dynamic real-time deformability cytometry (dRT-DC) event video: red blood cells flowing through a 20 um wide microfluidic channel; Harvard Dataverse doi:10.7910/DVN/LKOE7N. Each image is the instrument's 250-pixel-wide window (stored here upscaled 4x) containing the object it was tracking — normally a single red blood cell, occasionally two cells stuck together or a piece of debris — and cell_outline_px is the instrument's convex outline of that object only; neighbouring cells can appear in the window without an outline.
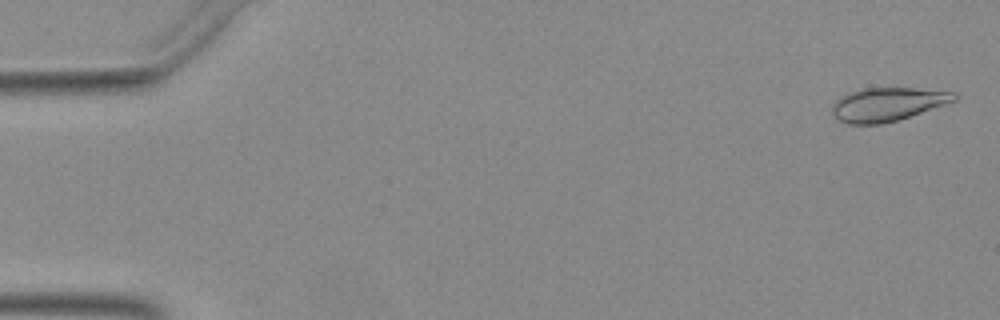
{"species": "Egyptian fruit bat (a non-hibernating species)", "species_latin": "Rousettus aegyptiacus", "temperature_condition": "warm", "stored_images_in_passage": 49, "camera_frame_rate_fps": 3000, "um_per_image_px": 0.085, "animal": {"sex": "female"}, "frame": {"image": 1, "passage_image": 2, "time_ms": 0.333, "image_size_px": [1000, 320], "cell_outline_px": [[960, 96], [956, 100], [900, 120], [880, 124], [848, 124], [832, 116], [832, 104], [840, 96], [848, 92], [860, 88], [912, 88], [956, 92]], "centroid_in_image_um": [75.42, 8.86], "position_along_channel_um": 9.6, "area_um2": 24.1}}
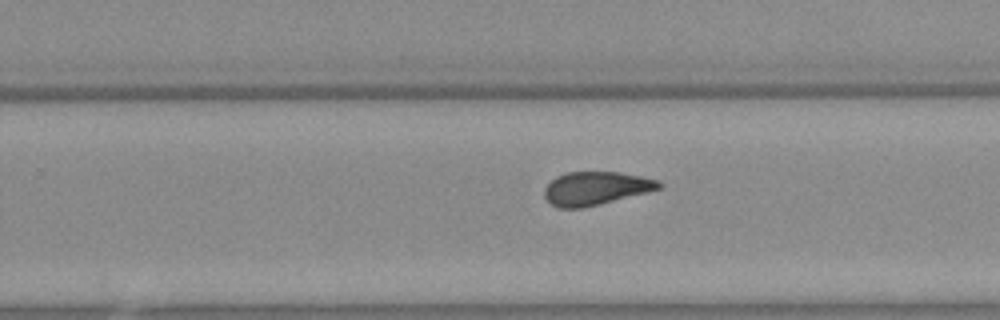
{"frame": {"image": 2, "passage_image": 33, "time_ms": 10.667, "image_size_px": [1000, 320], "cell_outline_px": [[664, 188], [600, 204], [580, 208], [560, 208], [552, 204], [544, 196], [544, 188], [556, 176], [568, 172], [620, 172], [660, 180], [664, 184]], "centroid_in_image_um": [50.69, 16.0], "position_along_channel_um": 279.1, "area_um2": 22.31}}
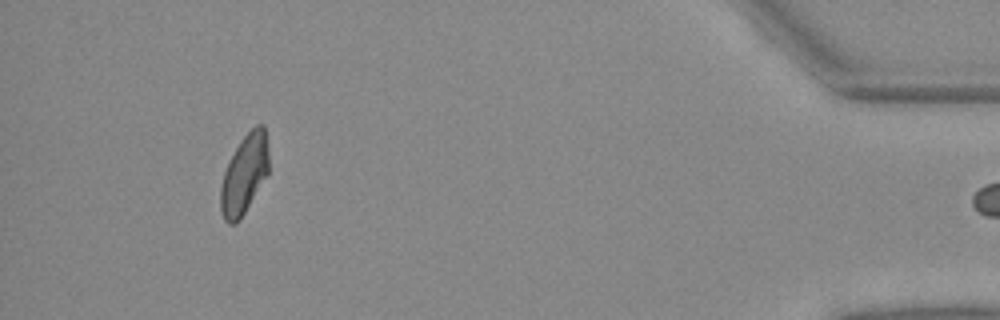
{"frame": {"image": 3, "passage_image": 48, "time_ms": 15.667, "image_size_px": [1000, 320], "cell_outline_px": [[268, 172], [240, 220], [236, 224], [228, 224], [224, 220], [220, 208], [220, 188], [224, 172], [240, 140], [256, 124], [264, 124], [268, 148]], "centroid_in_image_um": [20.76, 14.82], "position_along_channel_um": 414.4, "area_um2": 22.02}}